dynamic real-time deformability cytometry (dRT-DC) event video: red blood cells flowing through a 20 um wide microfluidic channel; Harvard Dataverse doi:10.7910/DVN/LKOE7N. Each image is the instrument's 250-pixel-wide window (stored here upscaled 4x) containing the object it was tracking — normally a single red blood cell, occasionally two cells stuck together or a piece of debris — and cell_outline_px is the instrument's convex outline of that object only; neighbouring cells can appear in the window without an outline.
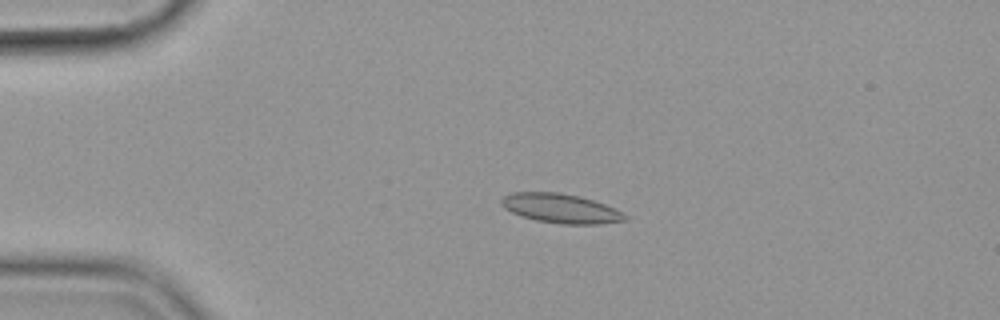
{"species": "common noctule bat (a hibernating species)", "species_latin": "Nyctalus noctula", "temperature_condition": "cold", "stored_images_in_passage": 57, "camera_frame_rate_fps": 3000, "um_per_image_px": 0.085, "animal": {"sex": "female", "body_mass_g": 19.9}, "frame": {"image": 1, "passage_image": 13, "time_ms": 4.0, "image_size_px": [1000, 320], "cell_outline_px": [[628, 220], [600, 224], [560, 224], [536, 220], [520, 216], [504, 208], [500, 204], [500, 200], [504, 196], [512, 192], [560, 192], [580, 196], [604, 204], [628, 216]], "centroid_in_image_um": [47.63, 17.71], "position_along_channel_um": 37.4, "area_um2": 21.15}}
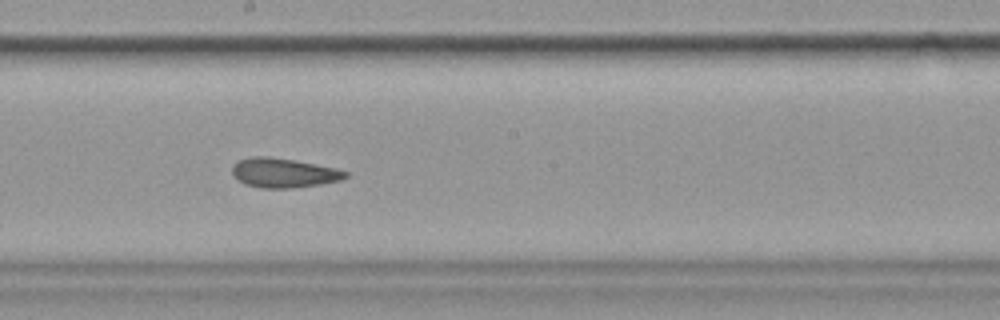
{"frame": {"image": 2, "passage_image": 32, "time_ms": 10.333, "image_size_px": [1000, 320], "cell_outline_px": [[348, 176], [340, 180], [320, 184], [292, 188], [260, 188], [244, 184], [232, 172], [232, 164], [240, 160], [252, 156], [268, 156], [292, 160], [336, 168], [348, 172]], "centroid_in_image_um": [24.1, 14.69], "position_along_channel_um": 224.1, "area_um2": 19.25}}
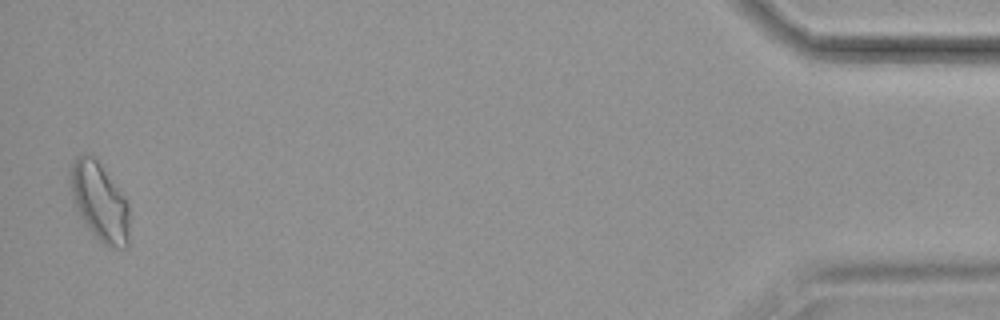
{"frame": {"image": 3, "passage_image": 56, "time_ms": 18.333, "image_size_px": [1000, 320], "cell_outline_px": [[128, 248], [108, 248], [92, 232], [80, 216], [72, 200], [68, 180], [68, 172], [72, 164], [80, 156], [92, 152], [96, 156], [128, 200]], "centroid_in_image_um": [8.46, 17.1], "position_along_channel_um": 426.7, "area_um2": 27.46}, "authors_computed_cell_mechanics": {"area_um2": 20.1144, "velocity_mm_per_s": 3.5639, "shape_relaxation_time_tau1_ms": null, "shape_relaxation_time_tau2_ms": 2.2232, "deformation_change_tau1": null, "deformation_change_tau2": 0.0765}}